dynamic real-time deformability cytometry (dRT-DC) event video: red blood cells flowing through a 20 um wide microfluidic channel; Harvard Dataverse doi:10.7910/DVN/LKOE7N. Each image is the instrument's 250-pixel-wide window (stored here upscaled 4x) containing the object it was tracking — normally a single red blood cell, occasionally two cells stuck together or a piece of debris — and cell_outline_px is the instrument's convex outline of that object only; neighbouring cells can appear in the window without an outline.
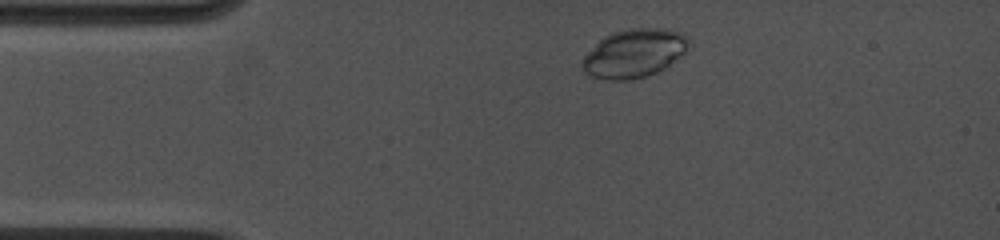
{"species": "common noctule bat (a hibernating species)", "species_latin": "Nyctalus noctula", "temperature_condition": "cold", "stored_images_in_passage": 90, "camera_frame_rate_fps": 4500, "um_per_image_px": 0.085, "animal": {"sex": "female", "body_mass_g": 19.0, "forearm_length_mm": 53.3}, "frame": {"image": 1, "passage_image": 7, "time_ms": 0.889, "image_size_px": [1000, 240], "cell_outline_px": [[692, 40], [684, 52], [664, 68], [656, 72], [644, 76], [628, 80], [604, 80], [592, 76], [580, 68], [580, 64], [584, 56], [604, 36], [612, 32], [628, 28], [672, 28], [684, 32]], "centroid_in_image_um": [53.92, 4.5], "position_along_channel_um": 31.1, "area_um2": 30.29}}
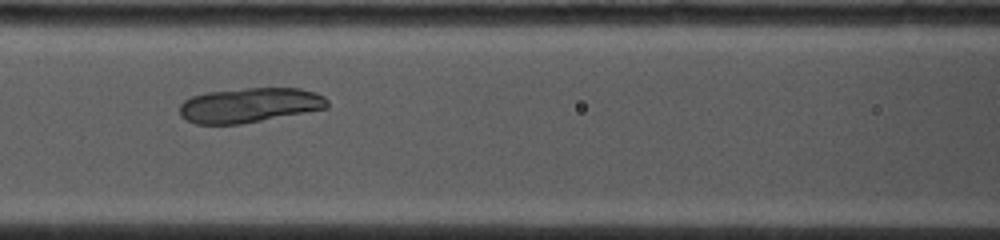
{"frame": {"image": 2, "passage_image": 35, "time_ms": 4.889, "image_size_px": [1000, 240], "cell_outline_px": [[328, 108], [240, 124], [196, 124], [180, 116], [180, 104], [184, 100], [192, 96], [204, 92], [244, 88], [300, 88], [316, 92], [324, 96], [328, 100]], "centroid_in_image_um": [21.21, 8.93], "position_along_channel_um": 145.4, "area_um2": 30.0}}
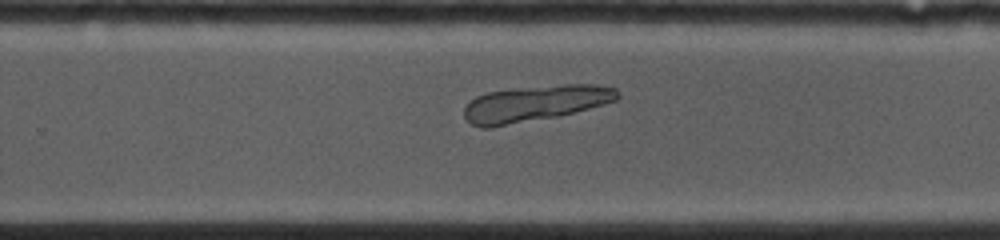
{"frame": {"image": 3, "passage_image": 60, "time_ms": 8.444, "image_size_px": [1000, 240], "cell_outline_px": [[620, 96], [616, 100], [604, 104], [556, 116], [488, 128], [480, 128], [472, 124], [464, 116], [464, 108], [476, 96], [488, 92], [564, 84], [600, 84], [616, 88], [620, 92]], "centroid_in_image_um": [45.52, 8.78], "position_along_channel_um": 284.3, "area_um2": 31.67}}